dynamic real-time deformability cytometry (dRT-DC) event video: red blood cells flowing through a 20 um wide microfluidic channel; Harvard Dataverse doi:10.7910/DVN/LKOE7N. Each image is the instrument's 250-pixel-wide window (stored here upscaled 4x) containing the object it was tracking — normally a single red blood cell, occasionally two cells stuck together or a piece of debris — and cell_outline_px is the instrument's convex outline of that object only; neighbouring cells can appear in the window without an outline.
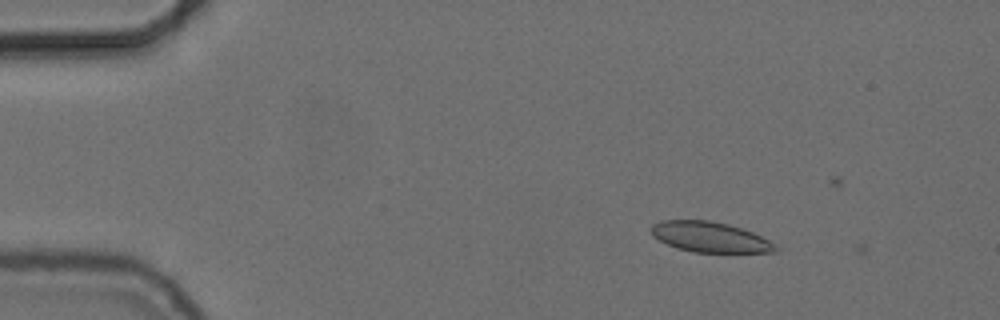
{"species": "common noctule bat (a hibernating species)", "species_latin": "Nyctalus noctula", "temperature_condition": "cold", "stored_images_in_passage": 3, "camera_frame_rate_fps": 3000, "um_per_image_px": 0.085, "animal": {"sex": "female", "body_mass_g": 24.6, "forearm_length_mm": 56.2}, "frame": {"image": 1, "passage_image": 2, "time_ms": 0.333, "image_size_px": [1000, 320], "cell_outline_px": [[780, 248], [776, 252], [692, 252], [676, 248], [652, 236], [652, 224], [660, 220], [708, 220], [728, 224], [752, 232], [776, 244]], "centroid_in_image_um": [60.35, 20.15], "position_along_channel_um": 24.7, "area_um2": 21.91}}